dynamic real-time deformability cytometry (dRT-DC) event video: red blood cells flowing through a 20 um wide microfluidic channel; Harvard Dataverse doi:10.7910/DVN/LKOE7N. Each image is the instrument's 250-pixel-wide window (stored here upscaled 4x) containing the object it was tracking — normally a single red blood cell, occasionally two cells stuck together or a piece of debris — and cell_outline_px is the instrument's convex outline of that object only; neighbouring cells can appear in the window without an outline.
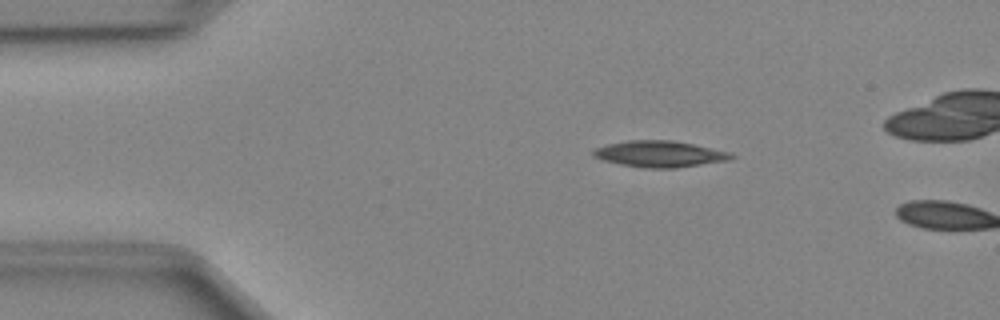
{"species": "Egyptian fruit bat (a non-hibernating species)", "species_latin": "Rousettus aegyptiacus", "temperature_condition": "cold", "stored_images_in_passage": 9, "camera_frame_rate_fps": 3000, "um_per_image_px": 0.085, "animal": {"sex": "female"}, "frame": {"image": 1, "passage_image": 8, "time_ms": 2.333, "image_size_px": [1000, 320], "cell_outline_px": [[736, 156], [732, 160], [676, 168], [644, 168], [620, 164], [604, 160], [592, 156], [592, 148], [608, 144], [628, 140], [672, 140], [692, 144], [728, 152]], "centroid_in_image_um": [56.05, 13.09], "position_along_channel_um": 29.0, "area_um2": 21.15}}